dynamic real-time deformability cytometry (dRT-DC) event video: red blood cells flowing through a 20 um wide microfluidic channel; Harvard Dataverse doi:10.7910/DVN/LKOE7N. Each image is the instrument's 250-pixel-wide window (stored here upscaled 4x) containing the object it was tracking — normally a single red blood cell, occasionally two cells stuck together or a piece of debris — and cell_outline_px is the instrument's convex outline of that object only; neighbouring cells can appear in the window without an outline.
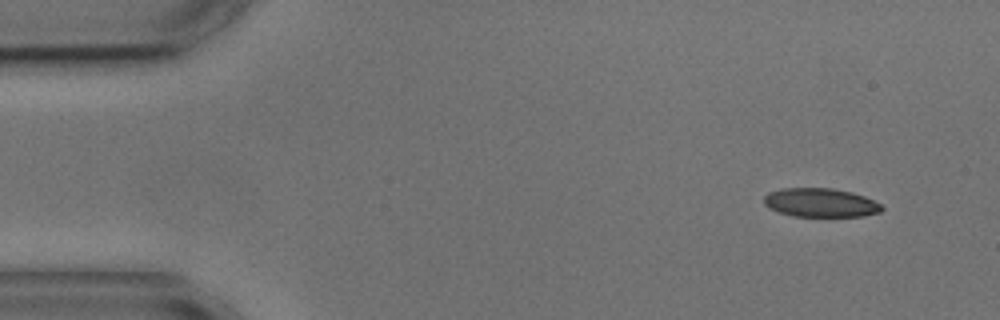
{"species": "common noctule bat (a hibernating species)", "species_latin": "Nyctalus noctula", "temperature_condition": "cold", "stored_images_in_passage": 4, "camera_frame_rate_fps": 3000, "um_per_image_px": 0.085, "animal": {"sex": "male", "body_mass_g": 17.9, "forearm_length_mm": 54.2}, "frame": {"image": 1, "passage_image": 1, "time_ms": 0.0, "image_size_px": [1000, 320], "cell_outline_px": [[884, 208], [880, 212], [864, 216], [792, 216], [768, 208], [764, 204], [764, 196], [768, 192], [780, 188], [832, 188], [852, 192], [864, 196], [880, 204]], "centroid_in_image_um": [69.72, 17.22], "position_along_channel_um": 15.3, "area_um2": 19.83}}
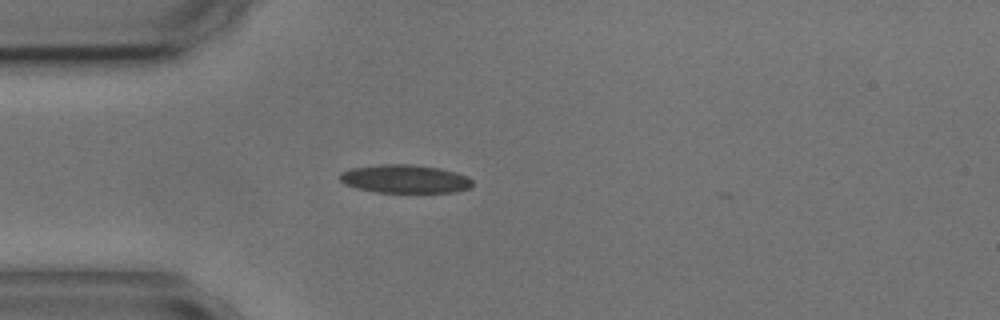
{"frame": {"image": 2, "passage_image": 4, "time_ms": 3.333, "image_size_px": [1000, 320], "cell_outline_px": [[472, 184], [468, 188], [452, 192], [376, 192], [356, 188], [344, 184], [340, 180], [340, 172], [352, 168], [380, 164], [412, 164], [440, 168], [456, 172], [468, 176], [472, 180]], "centroid_in_image_um": [34.4, 15.2], "position_along_channel_um": 50.6, "area_um2": 21.91}}